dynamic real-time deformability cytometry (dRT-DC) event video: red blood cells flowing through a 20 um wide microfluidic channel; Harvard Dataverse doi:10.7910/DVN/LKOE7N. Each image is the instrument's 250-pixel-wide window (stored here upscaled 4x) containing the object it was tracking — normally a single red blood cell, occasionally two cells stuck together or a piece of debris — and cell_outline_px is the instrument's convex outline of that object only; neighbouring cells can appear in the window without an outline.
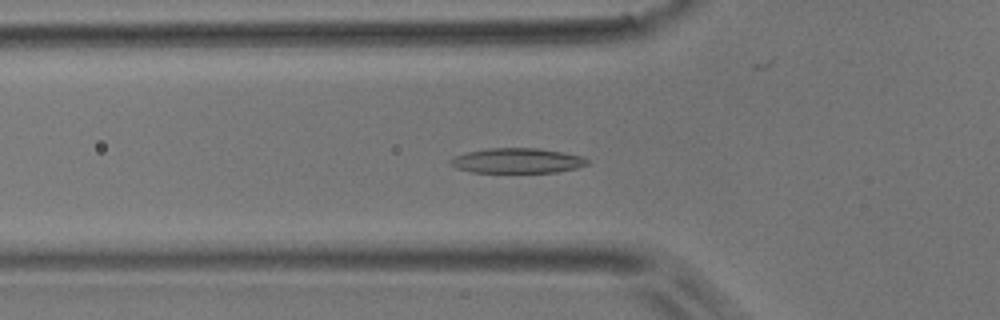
{"species": "common noctule bat (a hibernating species)", "species_latin": "Nyctalus noctula", "temperature_condition": "room temperature", "stored_images_in_passage": 52, "camera_frame_rate_fps": 3000, "um_per_image_px": 0.085, "animal": {"sex": "male", "body_mass_g": 17.9}, "frame": {"image": 1, "passage_image": 17, "time_ms": 5.333, "image_size_px": [1000, 320], "cell_outline_px": [[588, 164], [576, 168], [556, 172], [472, 172], [456, 168], [448, 164], [448, 160], [456, 156], [468, 152], [488, 148], [536, 148], [584, 156], [588, 160]], "centroid_in_image_um": [43.94, 13.66], "position_along_channel_um": 81.9, "area_um2": 19.83}}
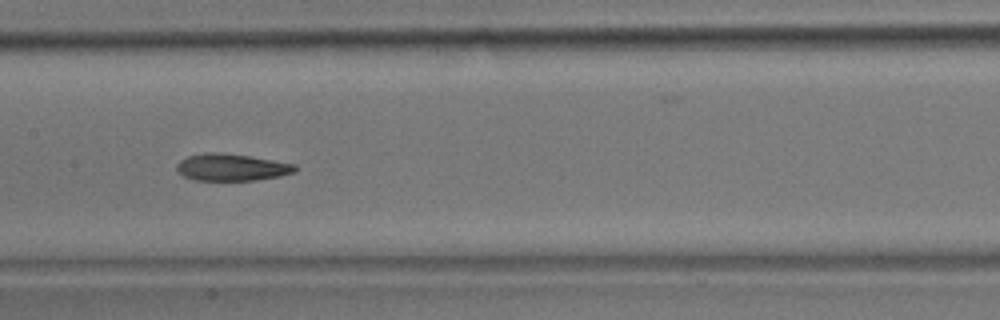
{"frame": {"image": 2, "passage_image": 25, "time_ms": 8.0, "image_size_px": [1000, 320], "cell_outline_px": [[296, 168], [292, 172], [280, 176], [256, 180], [196, 180], [184, 176], [176, 168], [176, 164], [180, 160], [188, 156], [204, 152], [220, 152], [248, 156], [296, 164]], "centroid_in_image_um": [19.65, 14.21], "position_along_channel_um": 187.7, "area_um2": 18.44}}
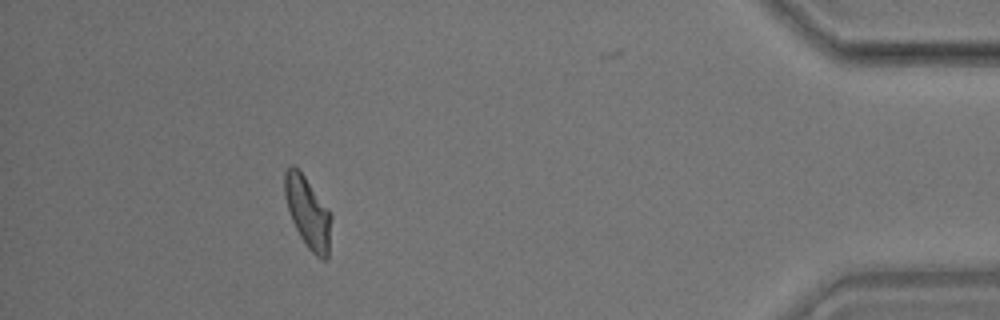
{"frame": {"image": 3, "passage_image": 46, "time_ms": 15.0, "image_size_px": [1000, 320], "cell_outline_px": [[332, 216], [328, 256], [324, 260], [316, 256], [308, 248], [300, 236], [292, 220], [284, 196], [284, 172], [292, 164], [304, 176], [328, 208]], "centroid_in_image_um": [26.17, 18.06], "position_along_channel_um": 409.0, "area_um2": 19.07}, "authors_computed_cell_mechanics": {"area_um2": 19.3919, "velocity_mm_per_s": 3.9402, "shape_relaxation_time_tau1_ms": 4.8932, "shape_relaxation_time_tau2_ms": 4.7618, "deformation_change_tau1": 0.1566, "deformation_change_tau2": 0.105}}